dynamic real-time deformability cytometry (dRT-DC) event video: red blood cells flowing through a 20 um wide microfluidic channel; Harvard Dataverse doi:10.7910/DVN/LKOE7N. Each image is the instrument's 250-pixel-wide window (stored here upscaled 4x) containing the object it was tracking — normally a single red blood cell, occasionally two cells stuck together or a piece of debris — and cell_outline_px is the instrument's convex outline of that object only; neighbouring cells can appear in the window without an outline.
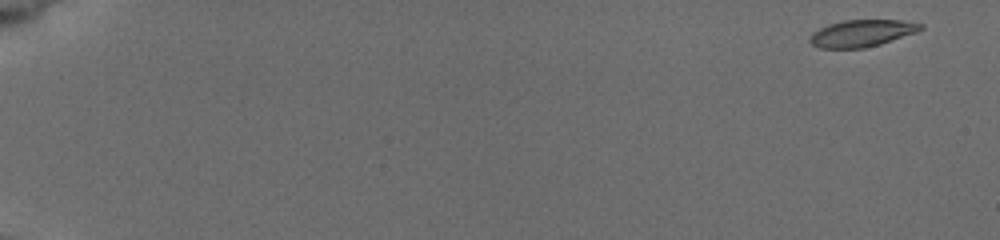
{"species": "common noctule bat (a hibernating species)", "species_latin": "Nyctalus noctula", "temperature_condition": "cold", "stored_images_in_passage": 16, "camera_frame_rate_fps": 3000, "um_per_image_px": 0.085, "animal": {"sex": "female", "body_mass_g": 19.5, "forearm_length_mm": 54.1}, "frame": {"image": 1, "passage_image": 1, "time_ms": 0.0, "image_size_px": [1000, 240], "cell_outline_px": [[924, 28], [916, 32], [880, 44], [864, 48], [820, 48], [812, 44], [808, 40], [812, 32], [828, 24], [844, 20], [900, 20], [924, 24]], "centroid_in_image_um": [73.24, 2.82], "position_along_channel_um": 11.8, "area_um2": 17.34}}
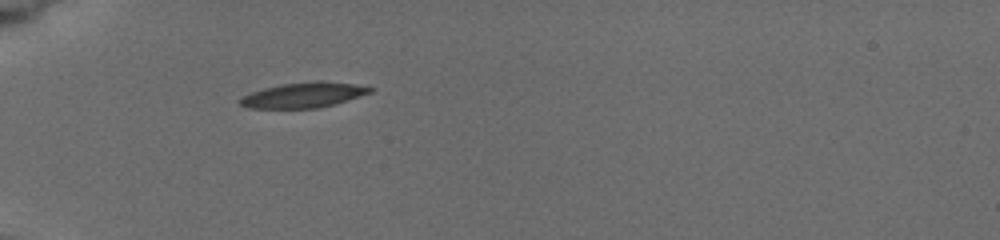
{"frame": {"image": 2, "passage_image": 14, "time_ms": 5.667, "image_size_px": [1000, 240], "cell_outline_px": [[376, 88], [372, 92], [360, 96], [320, 108], [248, 108], [240, 104], [236, 100], [252, 92], [264, 88], [280, 84], [316, 80], [324, 80], [356, 84]], "centroid_in_image_um": [25.83, 8.06], "position_along_channel_um": 59.2, "area_um2": 19.31}}
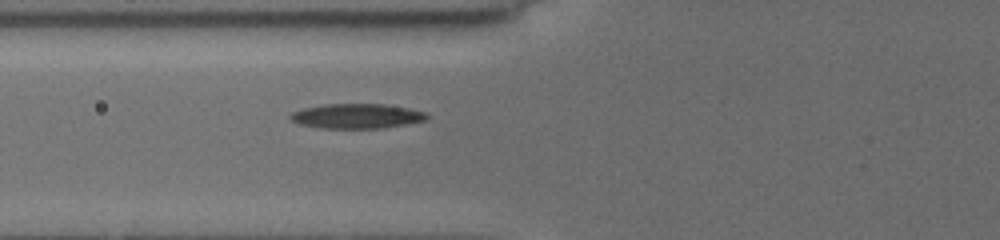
{"frame": {"image": 3, "passage_image": 16, "time_ms": 7.0, "image_size_px": [1000, 240], "cell_outline_px": [[428, 116], [424, 120], [384, 128], [320, 128], [300, 124], [292, 120], [288, 116], [292, 112], [304, 108], [324, 104], [384, 104], [408, 108], [428, 112]], "centroid_in_image_um": [30.31, 9.86], "position_along_channel_um": 95.5, "area_um2": 19.59}}